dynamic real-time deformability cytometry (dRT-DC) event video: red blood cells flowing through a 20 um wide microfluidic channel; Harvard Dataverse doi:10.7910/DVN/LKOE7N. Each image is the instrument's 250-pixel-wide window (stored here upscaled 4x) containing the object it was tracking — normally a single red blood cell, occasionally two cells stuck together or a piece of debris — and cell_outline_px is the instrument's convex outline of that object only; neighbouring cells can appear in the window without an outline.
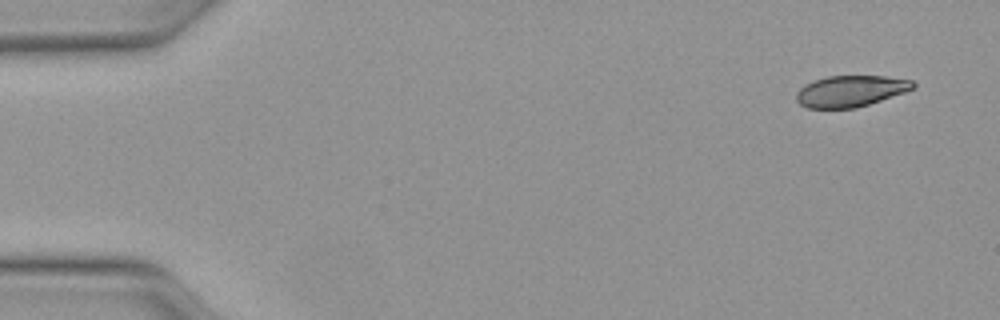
{"species": "Egyptian fruit bat (a non-hibernating species)", "species_latin": "Rousettus aegyptiacus", "temperature_condition": "warm", "stored_images_in_passage": 45, "camera_frame_rate_fps": 3000, "um_per_image_px": 0.085, "animal": {"sex": "female"}, "frame": {"image": 1, "passage_image": 1, "time_ms": 0.0, "image_size_px": [1000, 320], "cell_outline_px": [[916, 88], [856, 108], [808, 108], [800, 104], [796, 100], [796, 92], [800, 88], [816, 80], [828, 76], [884, 76], [912, 80], [916, 84]], "centroid_in_image_um": [72.31, 7.74], "position_along_channel_um": 12.7, "area_um2": 21.04}}
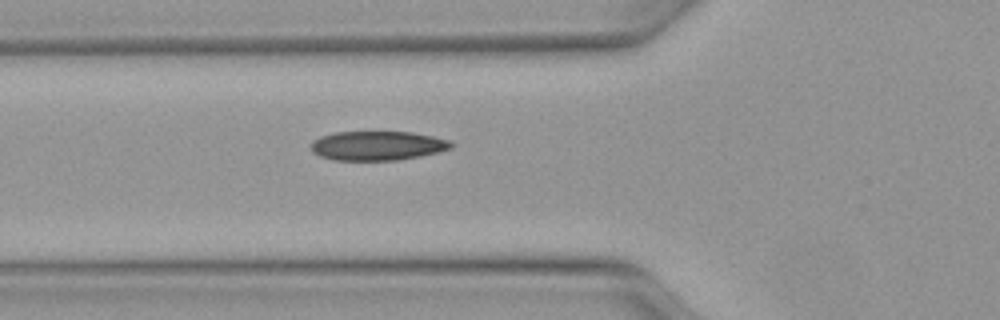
{"frame": {"image": 2, "passage_image": 16, "time_ms": 5.0, "image_size_px": [1000, 320], "cell_outline_px": [[452, 148], [420, 156], [400, 160], [332, 160], [320, 156], [312, 152], [312, 140], [320, 136], [336, 132], [412, 132], [432, 136], [448, 140], [452, 144]], "centroid_in_image_um": [32.05, 12.38], "position_along_channel_um": 93.8, "area_um2": 23.81}}
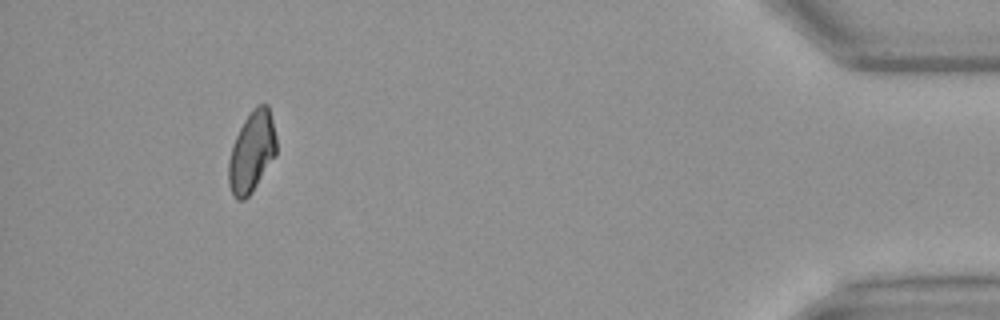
{"frame": {"image": 3, "passage_image": 44, "time_ms": 14.333, "image_size_px": [1000, 320], "cell_outline_px": [[276, 156], [252, 192], [244, 200], [236, 200], [228, 184], [228, 160], [232, 144], [244, 120], [252, 108], [256, 104], [268, 104], [276, 136]], "centroid_in_image_um": [21.4, 12.91], "position_along_channel_um": 413.8, "area_um2": 22.72}}